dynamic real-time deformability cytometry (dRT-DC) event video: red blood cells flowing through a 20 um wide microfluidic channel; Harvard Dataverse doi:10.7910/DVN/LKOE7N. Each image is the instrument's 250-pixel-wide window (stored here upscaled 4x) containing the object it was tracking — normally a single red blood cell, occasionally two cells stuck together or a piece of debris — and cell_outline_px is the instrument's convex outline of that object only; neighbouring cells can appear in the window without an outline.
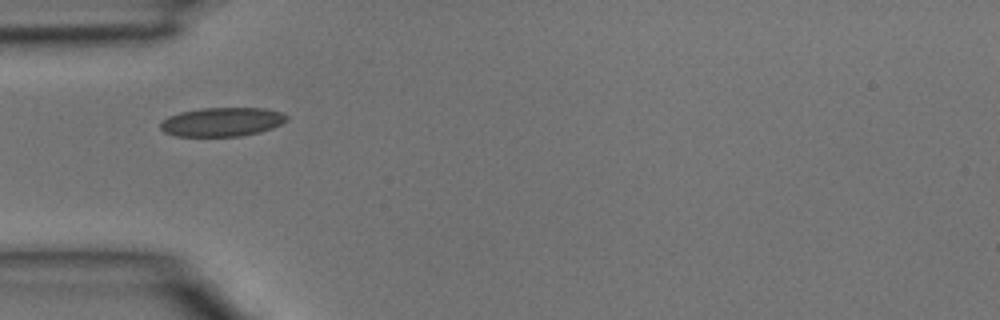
{"species": "common noctule bat (a hibernating species)", "species_latin": "Nyctalus noctula", "temperature_condition": "room temperature", "stored_images_in_passage": 1, "camera_frame_rate_fps": 3000, "um_per_image_px": 0.085, "animal": {"sex": "male", "body_mass_g": 15.6}, "frame": {"image": 1, "passage_image": 1, "time_ms": 0.0, "image_size_px": [1000, 320], "cell_outline_px": [[288, 120], [272, 128], [260, 132], [240, 136], [176, 136], [164, 132], [160, 128], [160, 124], [168, 116], [180, 112], [204, 108], [264, 108], [284, 112], [288, 116]], "centroid_in_image_um": [18.9, 10.36], "position_along_channel_um": 66.1, "area_um2": 21.33}}